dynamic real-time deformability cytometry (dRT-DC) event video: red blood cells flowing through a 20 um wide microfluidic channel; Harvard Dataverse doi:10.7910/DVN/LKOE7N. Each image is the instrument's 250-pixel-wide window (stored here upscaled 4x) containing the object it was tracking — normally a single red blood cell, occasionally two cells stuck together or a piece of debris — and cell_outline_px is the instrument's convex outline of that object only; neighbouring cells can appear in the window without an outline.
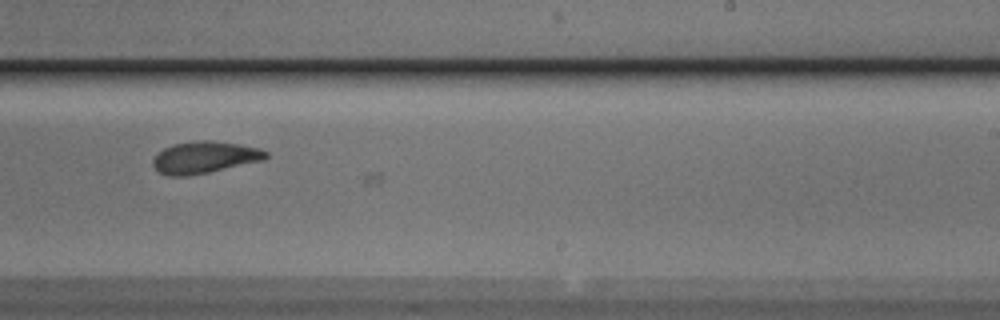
{"species": "Egyptian fruit bat (a non-hibernating species)", "species_latin": "Rousettus aegyptiacus", "temperature_condition": "cold", "stored_images_in_passage": 24, "camera_frame_rate_fps": 3000, "um_per_image_px": 0.085, "animal": {"sex": "male"}, "frame": {"image": 1, "passage_image": 23, "time_ms": 7.333, "image_size_px": [1000, 320], "cell_outline_px": [[268, 156], [264, 160], [208, 172], [188, 176], [168, 176], [160, 172], [152, 164], [152, 160], [164, 148], [172, 144], [196, 140], [212, 140], [260, 148], [268, 152]], "centroid_in_image_um": [17.39, 13.37], "position_along_channel_um": 271.6, "area_um2": 20.87}}